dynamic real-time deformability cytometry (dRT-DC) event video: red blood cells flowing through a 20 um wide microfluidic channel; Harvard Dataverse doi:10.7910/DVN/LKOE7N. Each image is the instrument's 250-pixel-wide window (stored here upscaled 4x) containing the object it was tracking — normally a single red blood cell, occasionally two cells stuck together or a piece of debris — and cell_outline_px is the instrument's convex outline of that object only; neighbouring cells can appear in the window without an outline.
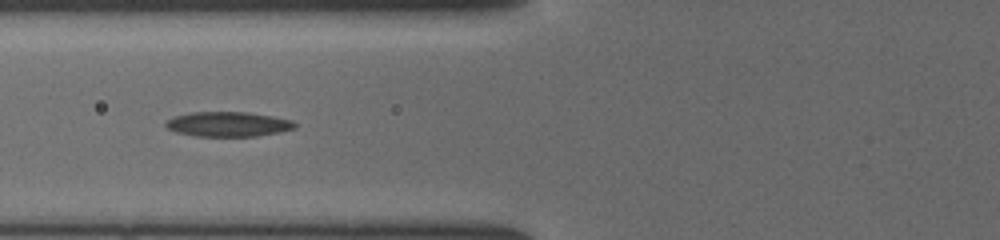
{"species": "common noctule bat (a hibernating species)", "species_latin": "Nyctalus noctula", "temperature_condition": "cold", "stored_images_in_passage": 34, "camera_frame_rate_fps": 3000, "um_per_image_px": 0.085, "animal": {"sex": "female", "body_mass_g": 19.5, "forearm_length_mm": 54.1}, "frame": {"image": 1, "passage_image": 5, "time_ms": 1.333, "image_size_px": [1000, 240], "cell_outline_px": [[296, 128], [280, 132], [256, 136], [196, 136], [176, 132], [168, 128], [164, 124], [172, 116], [188, 112], [248, 112], [272, 116], [292, 120], [296, 124]], "centroid_in_image_um": [19.38, 10.55], "position_along_channel_um": 106.4, "area_um2": 18.73}}
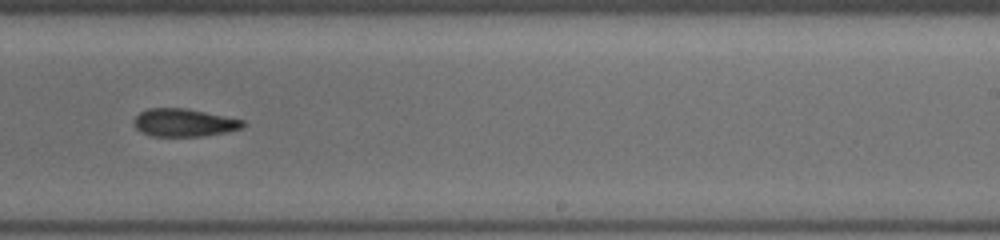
{"frame": {"image": 2, "passage_image": 17, "time_ms": 5.333, "image_size_px": [1000, 240], "cell_outline_px": [[244, 124], [240, 128], [224, 132], [200, 136], [148, 136], [140, 132], [132, 124], [132, 120], [140, 112], [148, 108], [184, 108], [244, 120]], "centroid_in_image_um": [15.54, 10.43], "position_along_channel_um": 273.5, "area_um2": 17.57}}
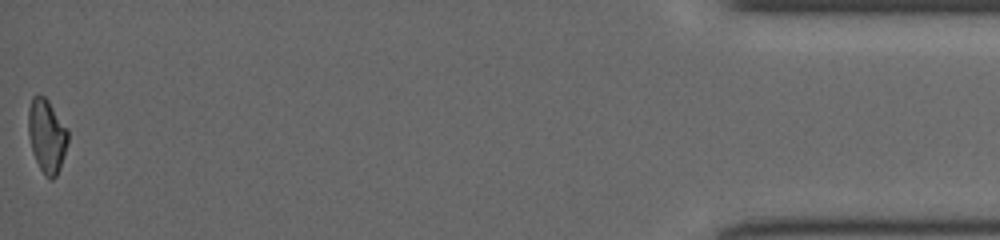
{"frame": {"image": 3, "passage_image": 34, "time_ms": 11.0, "image_size_px": [1000, 240], "cell_outline_px": [[68, 140], [60, 168], [56, 176], [52, 180], [48, 180], [44, 176], [32, 152], [28, 132], [28, 108], [32, 96], [44, 96], [48, 100], [68, 128]], "centroid_in_image_um": [3.97, 11.56], "position_along_channel_um": 431.2, "area_um2": 17.11}}